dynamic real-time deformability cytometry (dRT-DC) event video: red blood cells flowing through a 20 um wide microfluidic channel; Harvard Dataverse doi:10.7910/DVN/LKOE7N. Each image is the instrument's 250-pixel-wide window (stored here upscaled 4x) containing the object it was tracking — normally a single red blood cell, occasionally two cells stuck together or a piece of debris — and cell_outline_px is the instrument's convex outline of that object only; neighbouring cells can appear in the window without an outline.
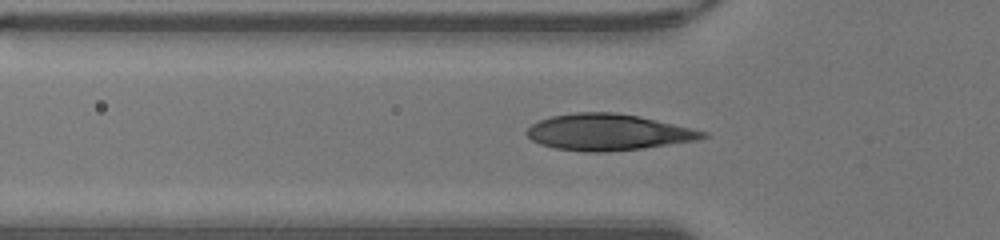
{"species": "human", "species_latin": "Homo sapiens", "temperature_condition": "warm", "stored_images_in_passage": 30, "camera_frame_rate_fps": 3000, "um_per_image_px": 0.085, "donor": {"sex": "male"}, "frame": {"image": 1, "passage_image": 2, "time_ms": 0.333, "image_size_px": [1000, 240], "cell_outline_px": [[708, 136], [700, 140], [644, 148], [604, 152], [588, 152], [556, 148], [540, 144], [532, 140], [524, 132], [532, 124], [540, 120], [552, 116], [576, 112], [616, 112], [640, 116], [708, 132]], "centroid_in_image_um": [51.71, 11.24], "position_along_channel_um": 74.1, "area_um2": 37.28}}
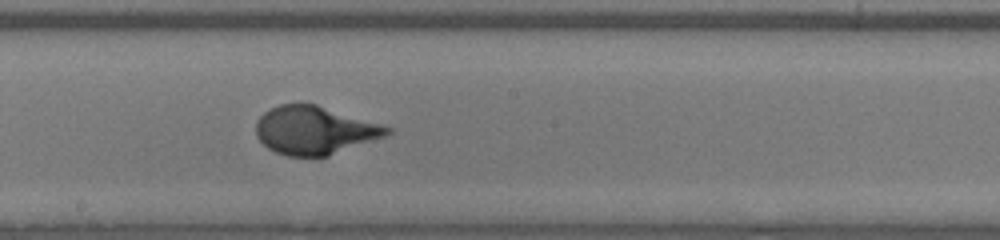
{"frame": {"image": 2, "passage_image": 12, "time_ms": 3.667, "image_size_px": [1000, 240], "cell_outline_px": [[392, 132], [384, 136], [328, 156], [288, 156], [276, 152], [268, 148], [256, 136], [256, 120], [264, 112], [280, 104], [316, 104], [392, 128]], "centroid_in_image_um": [26.7, 11.08], "position_along_channel_um": 221.5, "area_um2": 36.3}}
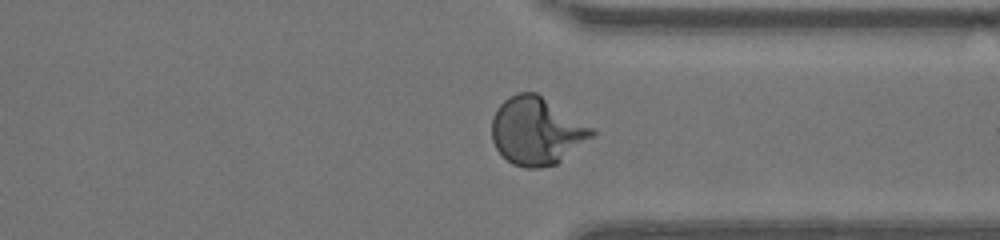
{"frame": {"image": 3, "passage_image": 22, "time_ms": 7.0, "image_size_px": [1000, 240], "cell_outline_px": [[596, 132], [592, 136], [556, 164], [540, 168], [528, 168], [512, 164], [496, 148], [492, 140], [492, 120], [496, 108], [508, 96], [520, 92], [536, 92], [596, 128]], "centroid_in_image_um": [45.62, 11.11], "position_along_channel_um": 365.8, "area_um2": 39.42}, "authors_computed_cell_mechanics": {"area_um2": 37.3099, "velocity_mm_per_s": 4.375, "shape_relaxation_time_tau1_ms": 3.6822, "shape_relaxation_time_tau2_ms": null, "deformation_change_tau1": 0.2452, "deformation_change_tau2": null}}